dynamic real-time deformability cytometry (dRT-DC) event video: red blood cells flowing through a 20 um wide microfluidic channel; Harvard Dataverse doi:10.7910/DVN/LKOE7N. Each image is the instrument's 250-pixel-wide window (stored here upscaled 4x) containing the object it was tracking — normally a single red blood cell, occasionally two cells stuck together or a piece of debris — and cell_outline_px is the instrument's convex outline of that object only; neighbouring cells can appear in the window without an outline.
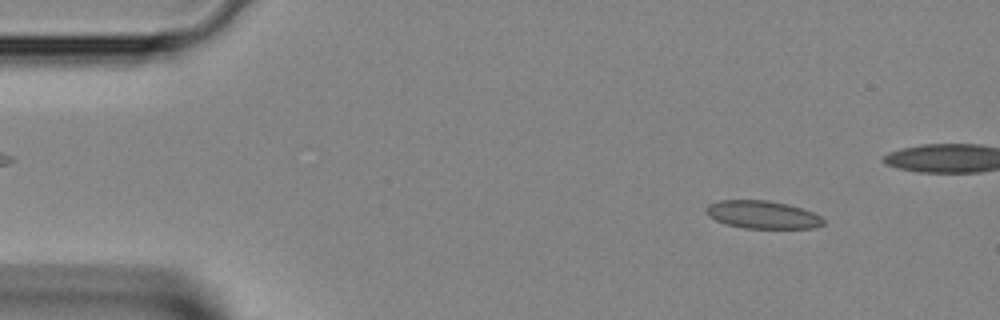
{"species": "Egyptian fruit bat (a non-hibernating species)", "species_latin": "Rousettus aegyptiacus", "temperature_condition": "room temperature", "stored_images_in_passage": 34, "camera_frame_rate_fps": 3000, "um_per_image_px": 0.085, "animal": {"sex": "female"}, "frame": {"image": 1, "passage_image": 2, "time_ms": 0.333, "image_size_px": [1000, 320], "cell_outline_px": [[824, 224], [812, 228], [744, 228], [728, 224], [716, 220], [708, 216], [704, 212], [704, 208], [708, 204], [720, 200], [768, 200], [788, 204], [812, 212], [820, 216], [824, 220]], "centroid_in_image_um": [64.77, 18.24], "position_along_channel_um": 20.2, "area_um2": 19.02}}
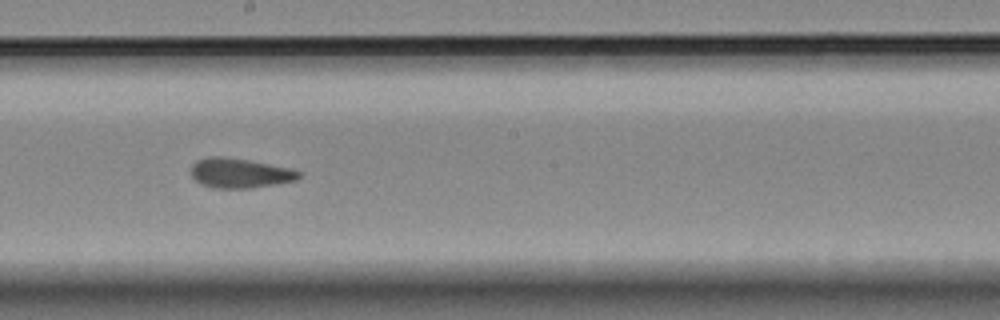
{"frame": {"image": 2, "passage_image": 20, "time_ms": 6.333, "image_size_px": [1000, 320], "cell_outline_px": [[300, 176], [296, 180], [276, 184], [252, 188], [216, 188], [200, 184], [192, 176], [192, 164], [196, 160], [208, 156], [220, 156], [248, 160], [292, 168], [300, 172]], "centroid_in_image_um": [20.38, 14.71], "position_along_channel_um": 227.8, "area_um2": 18.67}}
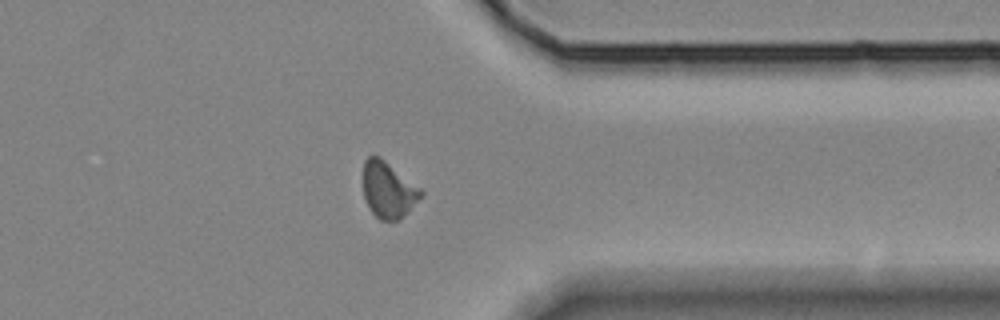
{"frame": {"image": 3, "passage_image": 30, "time_ms": 9.667, "image_size_px": [1000, 320], "cell_outline_px": [[424, 196], [400, 220], [380, 220], [368, 208], [364, 196], [364, 160], [368, 156], [380, 156], [420, 188], [424, 192]], "centroid_in_image_um": [33.02, 16.15], "position_along_channel_um": 378.4, "area_um2": 18.96}}